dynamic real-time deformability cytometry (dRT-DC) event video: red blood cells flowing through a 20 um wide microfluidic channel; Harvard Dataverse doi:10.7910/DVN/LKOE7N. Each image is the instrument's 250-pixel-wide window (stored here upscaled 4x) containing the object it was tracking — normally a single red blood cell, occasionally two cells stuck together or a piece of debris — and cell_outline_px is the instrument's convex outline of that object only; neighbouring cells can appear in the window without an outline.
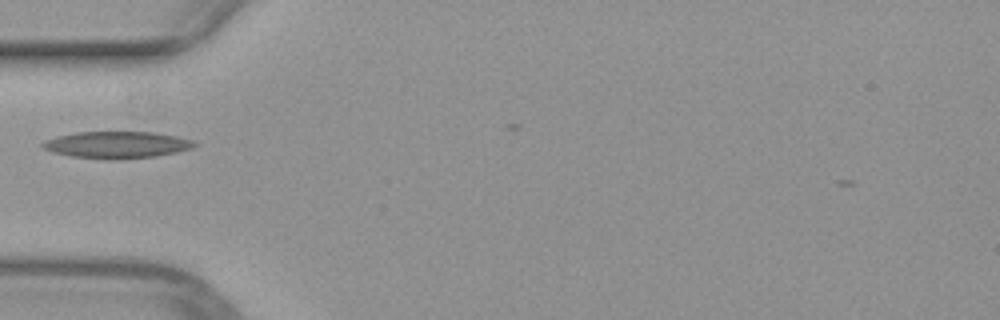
{"species": "common noctule bat (a hibernating species)", "species_latin": "Nyctalus noctula", "temperature_condition": "warm", "stored_images_in_passage": 3, "camera_frame_rate_fps": 3000, "um_per_image_px": 0.085, "animal": {"sex": "female", "body_mass_g": 29.2, "forearm_length_mm": 56.3}, "frame": {"image": 1, "passage_image": 1, "time_ms": 0.0, "image_size_px": [1000, 320], "cell_outline_px": [[200, 144], [192, 148], [176, 152], [156, 156], [72, 156], [56, 152], [44, 148], [40, 144], [44, 140], [56, 136], [76, 132], [156, 132], [176, 136], [192, 140]], "centroid_in_image_um": [9.98, 12.24], "position_along_channel_um": 75.0, "area_um2": 22.48}}